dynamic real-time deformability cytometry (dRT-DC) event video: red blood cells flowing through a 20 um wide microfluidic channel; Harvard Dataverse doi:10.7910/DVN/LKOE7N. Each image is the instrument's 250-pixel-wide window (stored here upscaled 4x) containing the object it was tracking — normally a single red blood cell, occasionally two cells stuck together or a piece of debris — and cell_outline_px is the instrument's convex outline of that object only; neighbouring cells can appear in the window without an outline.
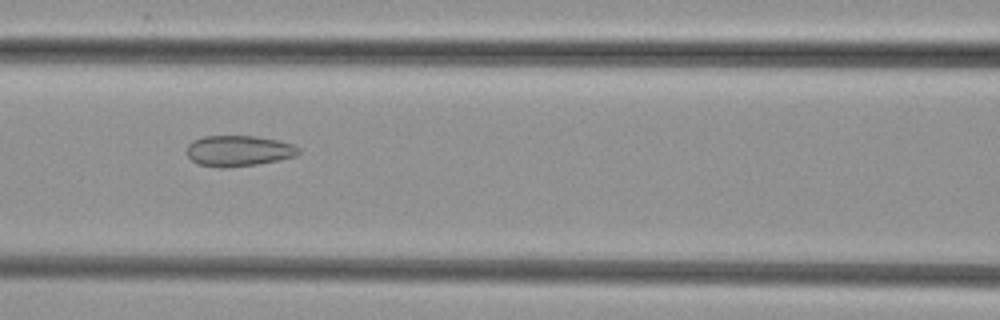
{"species": "common noctule bat (a hibernating species)", "species_latin": "Nyctalus noctula", "temperature_condition": "cold", "stored_images_in_passage": 13, "camera_frame_rate_fps": 3000, "um_per_image_px": 0.085, "animal": {"sex": "female", "body_mass_g": 29.2, "forearm_length_mm": 56.3}, "frame": {"image": 1, "passage_image": 10, "time_ms": 3.0, "image_size_px": [1000, 320], "cell_outline_px": [[300, 152], [296, 156], [256, 164], [228, 168], [220, 168], [196, 164], [188, 156], [188, 144], [192, 140], [204, 136], [256, 136], [276, 140], [292, 144], [300, 148]], "centroid_in_image_um": [20.25, 12.82], "position_along_channel_um": 146.3, "area_um2": 20.06}}
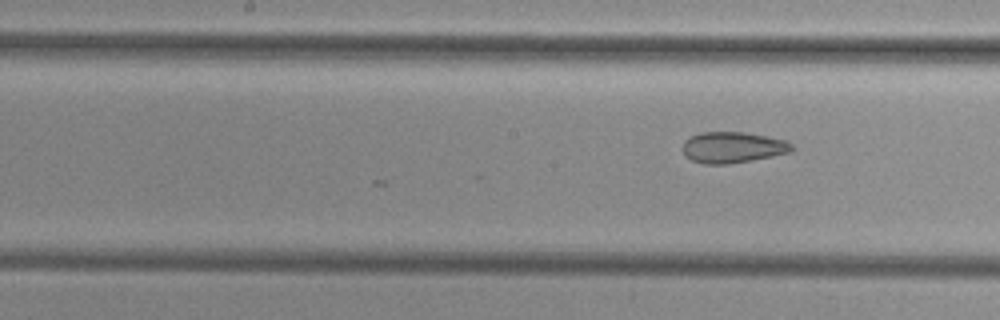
{"frame": {"image": 2, "passage_image": 13, "time_ms": 4.0, "image_size_px": [1000, 320], "cell_outline_px": [[792, 152], [772, 156], [728, 164], [704, 164], [692, 160], [684, 152], [684, 140], [700, 132], [744, 132], [768, 136], [784, 140], [792, 144]], "centroid_in_image_um": [62.3, 12.52], "position_along_channel_um": 185.9, "area_um2": 19.54}}